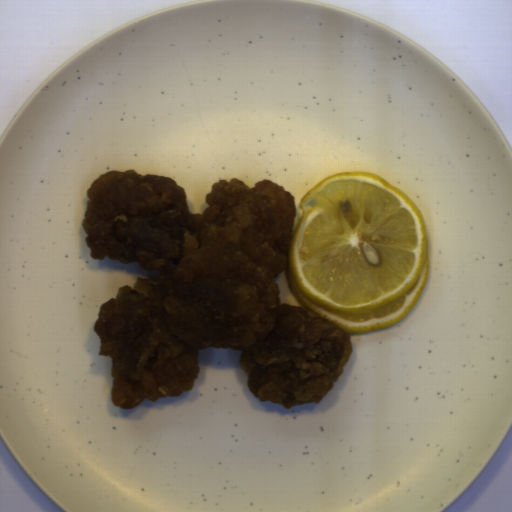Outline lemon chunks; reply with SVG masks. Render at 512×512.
Segmentation results:
<instances>
[{
  "mask_svg": "<svg viewBox=\"0 0 512 512\" xmlns=\"http://www.w3.org/2000/svg\"><path fill=\"white\" fill-rule=\"evenodd\" d=\"M285 273L306 311L350 335L404 319L429 278L425 218L378 173L328 176L299 201Z\"/></svg>",
  "mask_w": 512,
  "mask_h": 512,
  "instance_id": "lemon-chunks-1",
  "label": "lemon chunks"
}]
</instances>
